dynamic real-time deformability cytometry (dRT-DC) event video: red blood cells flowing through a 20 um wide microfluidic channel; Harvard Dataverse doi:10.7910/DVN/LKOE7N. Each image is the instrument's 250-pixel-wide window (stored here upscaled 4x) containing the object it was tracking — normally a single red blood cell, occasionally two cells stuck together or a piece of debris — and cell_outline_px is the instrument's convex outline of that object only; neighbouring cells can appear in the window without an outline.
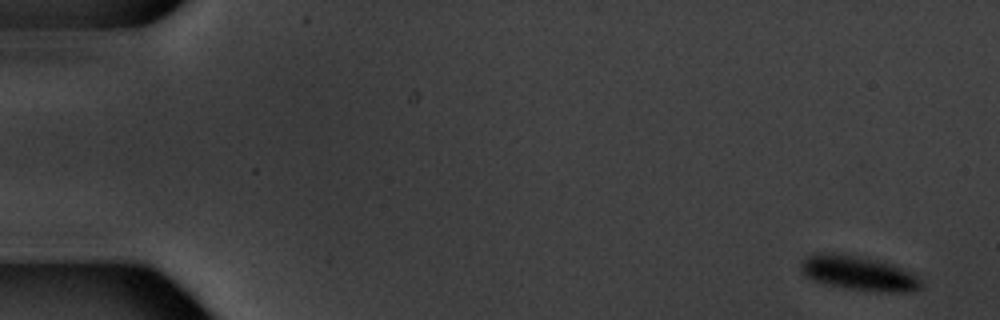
{"species": "common noctule bat (a hibernating species)", "species_latin": "Nyctalus noctula", "temperature_condition": "warm", "stored_images_in_passage": 5, "camera_frame_rate_fps": 3000, "um_per_image_px": 0.085, "animal": {"sex": "male", "body_mass_g": 20.1, "forearm_length_mm": 53.5}, "frame": {"image": 1, "passage_image": 1, "time_ms": 0.0, "image_size_px": [1000, 320], "cell_outline_px": [[924, 288], [912, 292], [876, 292], [844, 288], [812, 280], [804, 276], [800, 268], [800, 264], [808, 256], [860, 256], [892, 264], [916, 276], [924, 284]], "centroid_in_image_um": [73.08, 23.3], "position_along_channel_um": 11.9, "area_um2": 23.41}}
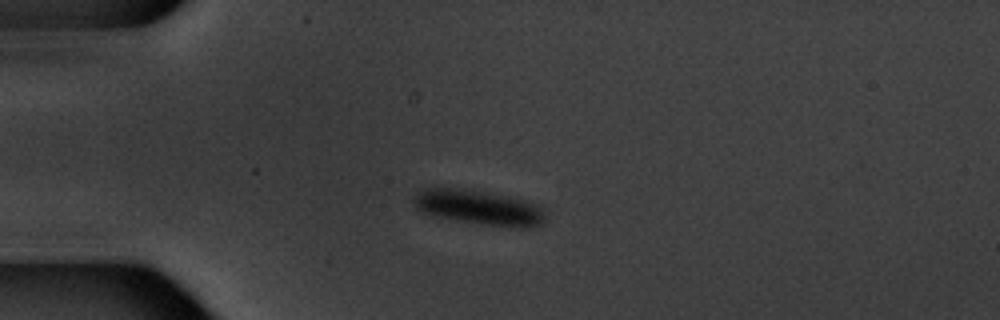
{"frame": {"image": 2, "passage_image": 4, "time_ms": 4.333, "image_size_px": [1000, 320], "cell_outline_px": [[544, 220], [540, 224], [524, 228], [512, 228], [480, 224], [432, 216], [416, 208], [412, 200], [420, 192], [428, 188], [452, 188], [512, 196], [524, 200], [544, 208]], "centroid_in_image_um": [40.73, 17.66], "position_along_channel_um": 44.3, "area_um2": 26.47}}